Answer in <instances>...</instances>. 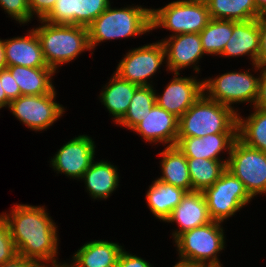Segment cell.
Segmentation results:
<instances>
[{
	"mask_svg": "<svg viewBox=\"0 0 266 267\" xmlns=\"http://www.w3.org/2000/svg\"><path fill=\"white\" fill-rule=\"evenodd\" d=\"M44 206L16 204L8 214H0L9 225L19 255L43 265L57 261L56 223Z\"/></svg>",
	"mask_w": 266,
	"mask_h": 267,
	"instance_id": "cell-1",
	"label": "cell"
},
{
	"mask_svg": "<svg viewBox=\"0 0 266 267\" xmlns=\"http://www.w3.org/2000/svg\"><path fill=\"white\" fill-rule=\"evenodd\" d=\"M91 50L107 40L142 36L151 30V8L127 6L109 7L102 12L88 27Z\"/></svg>",
	"mask_w": 266,
	"mask_h": 267,
	"instance_id": "cell-2",
	"label": "cell"
},
{
	"mask_svg": "<svg viewBox=\"0 0 266 267\" xmlns=\"http://www.w3.org/2000/svg\"><path fill=\"white\" fill-rule=\"evenodd\" d=\"M42 24L34 30L39 38L47 65L55 72L57 68L74 60L89 46L88 28L73 24H52L38 20Z\"/></svg>",
	"mask_w": 266,
	"mask_h": 267,
	"instance_id": "cell-3",
	"label": "cell"
},
{
	"mask_svg": "<svg viewBox=\"0 0 266 267\" xmlns=\"http://www.w3.org/2000/svg\"><path fill=\"white\" fill-rule=\"evenodd\" d=\"M216 133H237V112L203 93L179 118L177 137H204Z\"/></svg>",
	"mask_w": 266,
	"mask_h": 267,
	"instance_id": "cell-4",
	"label": "cell"
},
{
	"mask_svg": "<svg viewBox=\"0 0 266 267\" xmlns=\"http://www.w3.org/2000/svg\"><path fill=\"white\" fill-rule=\"evenodd\" d=\"M210 20L205 0H177L151 9V30L161 27L174 33L170 36L200 33Z\"/></svg>",
	"mask_w": 266,
	"mask_h": 267,
	"instance_id": "cell-5",
	"label": "cell"
},
{
	"mask_svg": "<svg viewBox=\"0 0 266 267\" xmlns=\"http://www.w3.org/2000/svg\"><path fill=\"white\" fill-rule=\"evenodd\" d=\"M222 222L212 221L180 234L175 240L179 260L222 267L218 254L225 248Z\"/></svg>",
	"mask_w": 266,
	"mask_h": 267,
	"instance_id": "cell-6",
	"label": "cell"
},
{
	"mask_svg": "<svg viewBox=\"0 0 266 267\" xmlns=\"http://www.w3.org/2000/svg\"><path fill=\"white\" fill-rule=\"evenodd\" d=\"M260 76L254 77L248 70L245 72H228L212 79L203 80L204 94L225 106L233 108L234 103H251L253 107L258 96Z\"/></svg>",
	"mask_w": 266,
	"mask_h": 267,
	"instance_id": "cell-7",
	"label": "cell"
},
{
	"mask_svg": "<svg viewBox=\"0 0 266 267\" xmlns=\"http://www.w3.org/2000/svg\"><path fill=\"white\" fill-rule=\"evenodd\" d=\"M203 195L211 219L222 223L252 199L243 183L228 169L212 186L203 191Z\"/></svg>",
	"mask_w": 266,
	"mask_h": 267,
	"instance_id": "cell-8",
	"label": "cell"
},
{
	"mask_svg": "<svg viewBox=\"0 0 266 267\" xmlns=\"http://www.w3.org/2000/svg\"><path fill=\"white\" fill-rule=\"evenodd\" d=\"M227 169L243 183L252 198L266 193V153L237 138L229 154Z\"/></svg>",
	"mask_w": 266,
	"mask_h": 267,
	"instance_id": "cell-9",
	"label": "cell"
},
{
	"mask_svg": "<svg viewBox=\"0 0 266 267\" xmlns=\"http://www.w3.org/2000/svg\"><path fill=\"white\" fill-rule=\"evenodd\" d=\"M56 94L54 89L44 95H21L12 100L8 108L30 130H46L65 112L64 107L55 101Z\"/></svg>",
	"mask_w": 266,
	"mask_h": 267,
	"instance_id": "cell-10",
	"label": "cell"
},
{
	"mask_svg": "<svg viewBox=\"0 0 266 267\" xmlns=\"http://www.w3.org/2000/svg\"><path fill=\"white\" fill-rule=\"evenodd\" d=\"M166 59L162 41L129 50L117 65L115 73L138 86H153L148 82Z\"/></svg>",
	"mask_w": 266,
	"mask_h": 267,
	"instance_id": "cell-11",
	"label": "cell"
},
{
	"mask_svg": "<svg viewBox=\"0 0 266 267\" xmlns=\"http://www.w3.org/2000/svg\"><path fill=\"white\" fill-rule=\"evenodd\" d=\"M96 145L87 135H79L65 143L51 158V165L57 173H64L73 179H81L95 158Z\"/></svg>",
	"mask_w": 266,
	"mask_h": 267,
	"instance_id": "cell-12",
	"label": "cell"
},
{
	"mask_svg": "<svg viewBox=\"0 0 266 267\" xmlns=\"http://www.w3.org/2000/svg\"><path fill=\"white\" fill-rule=\"evenodd\" d=\"M179 75L180 73H174V78L167 84L164 93L161 96L155 95L156 104L178 118L204 93L203 80Z\"/></svg>",
	"mask_w": 266,
	"mask_h": 267,
	"instance_id": "cell-13",
	"label": "cell"
},
{
	"mask_svg": "<svg viewBox=\"0 0 266 267\" xmlns=\"http://www.w3.org/2000/svg\"><path fill=\"white\" fill-rule=\"evenodd\" d=\"M166 52L167 71L179 73L186 67H192L199 73L200 58L205 55L199 33H185L161 40Z\"/></svg>",
	"mask_w": 266,
	"mask_h": 267,
	"instance_id": "cell-14",
	"label": "cell"
},
{
	"mask_svg": "<svg viewBox=\"0 0 266 267\" xmlns=\"http://www.w3.org/2000/svg\"><path fill=\"white\" fill-rule=\"evenodd\" d=\"M178 124V117L155 104L132 131L142 136L146 142H161L165 146H175L178 136Z\"/></svg>",
	"mask_w": 266,
	"mask_h": 267,
	"instance_id": "cell-15",
	"label": "cell"
},
{
	"mask_svg": "<svg viewBox=\"0 0 266 267\" xmlns=\"http://www.w3.org/2000/svg\"><path fill=\"white\" fill-rule=\"evenodd\" d=\"M212 221L205 197L201 191L186 192L181 202L165 220L168 223L175 222L178 224L179 228L172 233L174 240L183 232L204 226Z\"/></svg>",
	"mask_w": 266,
	"mask_h": 267,
	"instance_id": "cell-16",
	"label": "cell"
},
{
	"mask_svg": "<svg viewBox=\"0 0 266 267\" xmlns=\"http://www.w3.org/2000/svg\"><path fill=\"white\" fill-rule=\"evenodd\" d=\"M237 139V133H216L204 137H177L176 146L186 158H203L210 160L228 161L221 159L219 154L226 151L231 153Z\"/></svg>",
	"mask_w": 266,
	"mask_h": 267,
	"instance_id": "cell-17",
	"label": "cell"
},
{
	"mask_svg": "<svg viewBox=\"0 0 266 267\" xmlns=\"http://www.w3.org/2000/svg\"><path fill=\"white\" fill-rule=\"evenodd\" d=\"M4 49L7 66L49 67L45 62L34 28L28 32V35L5 39Z\"/></svg>",
	"mask_w": 266,
	"mask_h": 267,
	"instance_id": "cell-18",
	"label": "cell"
},
{
	"mask_svg": "<svg viewBox=\"0 0 266 267\" xmlns=\"http://www.w3.org/2000/svg\"><path fill=\"white\" fill-rule=\"evenodd\" d=\"M260 52V30L257 19L233 21V33L227 41L222 57L249 55L252 64H257Z\"/></svg>",
	"mask_w": 266,
	"mask_h": 267,
	"instance_id": "cell-19",
	"label": "cell"
},
{
	"mask_svg": "<svg viewBox=\"0 0 266 267\" xmlns=\"http://www.w3.org/2000/svg\"><path fill=\"white\" fill-rule=\"evenodd\" d=\"M123 249L115 242L89 241L74 253L71 261L76 267H116Z\"/></svg>",
	"mask_w": 266,
	"mask_h": 267,
	"instance_id": "cell-20",
	"label": "cell"
},
{
	"mask_svg": "<svg viewBox=\"0 0 266 267\" xmlns=\"http://www.w3.org/2000/svg\"><path fill=\"white\" fill-rule=\"evenodd\" d=\"M101 90L100 100L118 123L128 111L135 90L139 87L113 73L110 81Z\"/></svg>",
	"mask_w": 266,
	"mask_h": 267,
	"instance_id": "cell-21",
	"label": "cell"
},
{
	"mask_svg": "<svg viewBox=\"0 0 266 267\" xmlns=\"http://www.w3.org/2000/svg\"><path fill=\"white\" fill-rule=\"evenodd\" d=\"M81 179L92 199H107L119 185L117 167L103 160L94 161Z\"/></svg>",
	"mask_w": 266,
	"mask_h": 267,
	"instance_id": "cell-22",
	"label": "cell"
},
{
	"mask_svg": "<svg viewBox=\"0 0 266 267\" xmlns=\"http://www.w3.org/2000/svg\"><path fill=\"white\" fill-rule=\"evenodd\" d=\"M21 90V95H44L55 87L52 76L56 73L50 67L31 68L26 66H7Z\"/></svg>",
	"mask_w": 266,
	"mask_h": 267,
	"instance_id": "cell-23",
	"label": "cell"
},
{
	"mask_svg": "<svg viewBox=\"0 0 266 267\" xmlns=\"http://www.w3.org/2000/svg\"><path fill=\"white\" fill-rule=\"evenodd\" d=\"M158 155L162 156L160 161L162 176L157 180L182 188L186 192L193 191L187 158L179 148L176 145L166 146Z\"/></svg>",
	"mask_w": 266,
	"mask_h": 267,
	"instance_id": "cell-24",
	"label": "cell"
},
{
	"mask_svg": "<svg viewBox=\"0 0 266 267\" xmlns=\"http://www.w3.org/2000/svg\"><path fill=\"white\" fill-rule=\"evenodd\" d=\"M152 182L146 192V203L152 214L165 222L172 210L181 202L186 191L157 179Z\"/></svg>",
	"mask_w": 266,
	"mask_h": 267,
	"instance_id": "cell-25",
	"label": "cell"
},
{
	"mask_svg": "<svg viewBox=\"0 0 266 267\" xmlns=\"http://www.w3.org/2000/svg\"><path fill=\"white\" fill-rule=\"evenodd\" d=\"M245 119L237 113V138L249 147L266 153V110L253 107Z\"/></svg>",
	"mask_w": 266,
	"mask_h": 267,
	"instance_id": "cell-26",
	"label": "cell"
},
{
	"mask_svg": "<svg viewBox=\"0 0 266 267\" xmlns=\"http://www.w3.org/2000/svg\"><path fill=\"white\" fill-rule=\"evenodd\" d=\"M210 17L231 21H248L257 19L254 0H205Z\"/></svg>",
	"mask_w": 266,
	"mask_h": 267,
	"instance_id": "cell-27",
	"label": "cell"
},
{
	"mask_svg": "<svg viewBox=\"0 0 266 267\" xmlns=\"http://www.w3.org/2000/svg\"><path fill=\"white\" fill-rule=\"evenodd\" d=\"M228 161L203 158H187L193 191L203 192L212 186L227 169Z\"/></svg>",
	"mask_w": 266,
	"mask_h": 267,
	"instance_id": "cell-28",
	"label": "cell"
},
{
	"mask_svg": "<svg viewBox=\"0 0 266 267\" xmlns=\"http://www.w3.org/2000/svg\"><path fill=\"white\" fill-rule=\"evenodd\" d=\"M233 33V21L213 19L199 33L205 54L220 56Z\"/></svg>",
	"mask_w": 266,
	"mask_h": 267,
	"instance_id": "cell-29",
	"label": "cell"
},
{
	"mask_svg": "<svg viewBox=\"0 0 266 267\" xmlns=\"http://www.w3.org/2000/svg\"><path fill=\"white\" fill-rule=\"evenodd\" d=\"M156 93L154 86H139L131 99L128 111L117 124L132 130L156 104Z\"/></svg>",
	"mask_w": 266,
	"mask_h": 267,
	"instance_id": "cell-30",
	"label": "cell"
},
{
	"mask_svg": "<svg viewBox=\"0 0 266 267\" xmlns=\"http://www.w3.org/2000/svg\"><path fill=\"white\" fill-rule=\"evenodd\" d=\"M109 5V0H73V25L88 27Z\"/></svg>",
	"mask_w": 266,
	"mask_h": 267,
	"instance_id": "cell-31",
	"label": "cell"
},
{
	"mask_svg": "<svg viewBox=\"0 0 266 267\" xmlns=\"http://www.w3.org/2000/svg\"><path fill=\"white\" fill-rule=\"evenodd\" d=\"M43 20L52 24H73V0H56L53 9Z\"/></svg>",
	"mask_w": 266,
	"mask_h": 267,
	"instance_id": "cell-32",
	"label": "cell"
},
{
	"mask_svg": "<svg viewBox=\"0 0 266 267\" xmlns=\"http://www.w3.org/2000/svg\"><path fill=\"white\" fill-rule=\"evenodd\" d=\"M0 6L20 25L32 20L28 0H0Z\"/></svg>",
	"mask_w": 266,
	"mask_h": 267,
	"instance_id": "cell-33",
	"label": "cell"
},
{
	"mask_svg": "<svg viewBox=\"0 0 266 267\" xmlns=\"http://www.w3.org/2000/svg\"><path fill=\"white\" fill-rule=\"evenodd\" d=\"M18 255L9 225L0 215V265Z\"/></svg>",
	"mask_w": 266,
	"mask_h": 267,
	"instance_id": "cell-34",
	"label": "cell"
},
{
	"mask_svg": "<svg viewBox=\"0 0 266 267\" xmlns=\"http://www.w3.org/2000/svg\"><path fill=\"white\" fill-rule=\"evenodd\" d=\"M0 81H2V88L7 96V107H9L12 100L21 96L20 87L7 69L0 70Z\"/></svg>",
	"mask_w": 266,
	"mask_h": 267,
	"instance_id": "cell-35",
	"label": "cell"
},
{
	"mask_svg": "<svg viewBox=\"0 0 266 267\" xmlns=\"http://www.w3.org/2000/svg\"><path fill=\"white\" fill-rule=\"evenodd\" d=\"M31 17L37 15L39 20L44 19L53 9L56 0H28Z\"/></svg>",
	"mask_w": 266,
	"mask_h": 267,
	"instance_id": "cell-36",
	"label": "cell"
},
{
	"mask_svg": "<svg viewBox=\"0 0 266 267\" xmlns=\"http://www.w3.org/2000/svg\"><path fill=\"white\" fill-rule=\"evenodd\" d=\"M116 267H153V266L143 258L130 254L129 252L123 249L119 255Z\"/></svg>",
	"mask_w": 266,
	"mask_h": 267,
	"instance_id": "cell-37",
	"label": "cell"
},
{
	"mask_svg": "<svg viewBox=\"0 0 266 267\" xmlns=\"http://www.w3.org/2000/svg\"><path fill=\"white\" fill-rule=\"evenodd\" d=\"M255 71L261 70L258 96L255 102V107L266 110V64L259 66L258 64H253Z\"/></svg>",
	"mask_w": 266,
	"mask_h": 267,
	"instance_id": "cell-38",
	"label": "cell"
},
{
	"mask_svg": "<svg viewBox=\"0 0 266 267\" xmlns=\"http://www.w3.org/2000/svg\"><path fill=\"white\" fill-rule=\"evenodd\" d=\"M257 21L260 30V52L257 64L261 66L266 64V13L261 14Z\"/></svg>",
	"mask_w": 266,
	"mask_h": 267,
	"instance_id": "cell-39",
	"label": "cell"
},
{
	"mask_svg": "<svg viewBox=\"0 0 266 267\" xmlns=\"http://www.w3.org/2000/svg\"><path fill=\"white\" fill-rule=\"evenodd\" d=\"M44 265L33 260H29L21 255L15 256L13 259L6 261L0 267H43Z\"/></svg>",
	"mask_w": 266,
	"mask_h": 267,
	"instance_id": "cell-40",
	"label": "cell"
},
{
	"mask_svg": "<svg viewBox=\"0 0 266 267\" xmlns=\"http://www.w3.org/2000/svg\"><path fill=\"white\" fill-rule=\"evenodd\" d=\"M173 267H214V266L206 264V263L179 260Z\"/></svg>",
	"mask_w": 266,
	"mask_h": 267,
	"instance_id": "cell-41",
	"label": "cell"
},
{
	"mask_svg": "<svg viewBox=\"0 0 266 267\" xmlns=\"http://www.w3.org/2000/svg\"><path fill=\"white\" fill-rule=\"evenodd\" d=\"M7 63L5 59L4 40L0 39V70L6 69Z\"/></svg>",
	"mask_w": 266,
	"mask_h": 267,
	"instance_id": "cell-42",
	"label": "cell"
},
{
	"mask_svg": "<svg viewBox=\"0 0 266 267\" xmlns=\"http://www.w3.org/2000/svg\"><path fill=\"white\" fill-rule=\"evenodd\" d=\"M254 3L260 15L266 13V0H254Z\"/></svg>",
	"mask_w": 266,
	"mask_h": 267,
	"instance_id": "cell-43",
	"label": "cell"
},
{
	"mask_svg": "<svg viewBox=\"0 0 266 267\" xmlns=\"http://www.w3.org/2000/svg\"><path fill=\"white\" fill-rule=\"evenodd\" d=\"M2 81H0V107H7V96L3 90Z\"/></svg>",
	"mask_w": 266,
	"mask_h": 267,
	"instance_id": "cell-44",
	"label": "cell"
},
{
	"mask_svg": "<svg viewBox=\"0 0 266 267\" xmlns=\"http://www.w3.org/2000/svg\"><path fill=\"white\" fill-rule=\"evenodd\" d=\"M43 267H76L72 262L70 264L66 263V262H59L58 261H54L51 262V264H45Z\"/></svg>",
	"mask_w": 266,
	"mask_h": 267,
	"instance_id": "cell-45",
	"label": "cell"
}]
</instances>
